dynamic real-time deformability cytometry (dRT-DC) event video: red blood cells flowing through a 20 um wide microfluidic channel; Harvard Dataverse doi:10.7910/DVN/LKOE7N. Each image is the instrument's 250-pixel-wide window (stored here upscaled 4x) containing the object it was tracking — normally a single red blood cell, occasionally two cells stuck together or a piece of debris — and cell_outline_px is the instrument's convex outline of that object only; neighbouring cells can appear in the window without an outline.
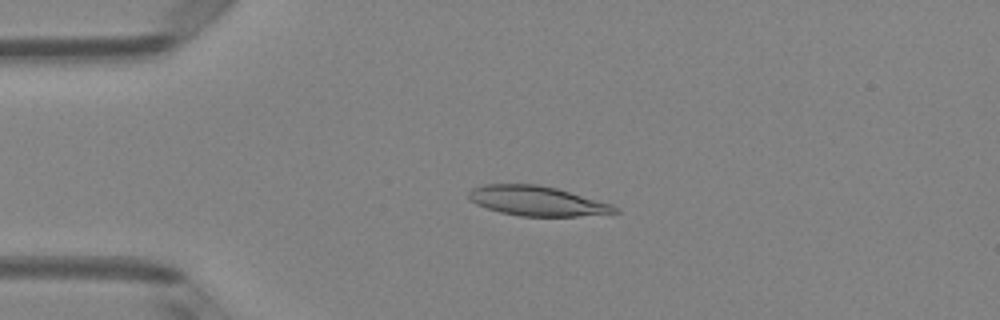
{"species": "Egyptian fruit bat (a non-hibernating species)", "species_latin": "Rousettus aegyptiacus", "temperature_condition": "room temperature", "stored_images_in_passage": 49, "camera_frame_rate_fps": 3000, "um_per_image_px": 0.085, "animal": {"sex": "female"}, "frame": {"image": 1, "passage_image": 11, "time_ms": 3.333, "image_size_px": [1000, 320], "cell_outline_px": [[620, 212], [576, 216], [520, 216], [500, 212], [476, 204], [468, 196], [468, 192], [472, 188], [484, 184], [536, 184], [556, 188], [612, 204], [620, 208]], "centroid_in_image_um": [45.65, 17.08], "position_along_channel_um": 39.3, "area_um2": 25.14}}
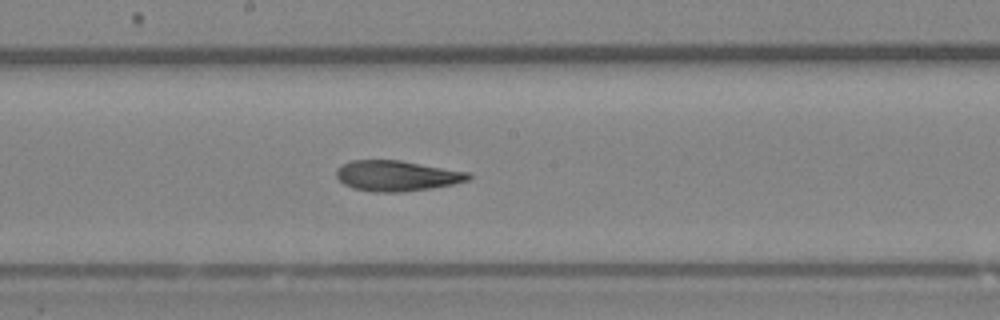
{"frame": {"image": 2, "passage_image": 26, "time_ms": 8.333, "image_size_px": [1000, 320], "cell_outline_px": [[472, 176], [468, 180], [452, 184], [432, 188], [400, 192], [372, 192], [352, 188], [344, 184], [336, 176], [336, 168], [352, 160], [400, 160], [468, 172]], "centroid_in_image_um": [33.7, 14.94], "position_along_channel_um": 214.5, "area_um2": 23.41}}
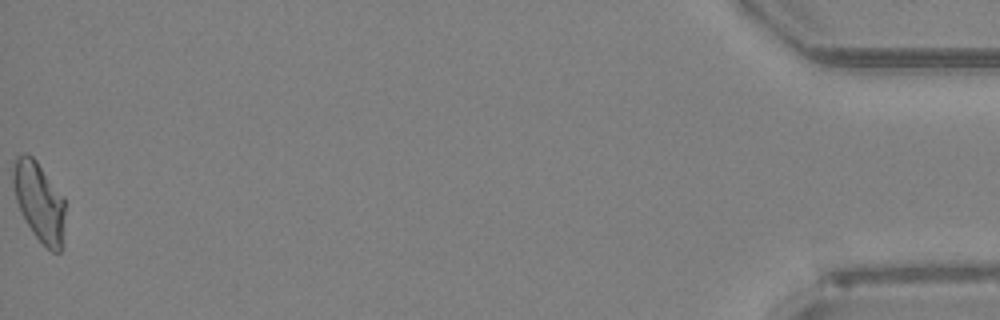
{"frame": {"image": 3, "passage_image": 49, "time_ms": 16.0, "image_size_px": [1000, 320], "cell_outline_px": [[64, 212], [60, 252], [52, 252], [32, 232], [16, 200], [12, 184], [12, 172], [16, 156], [24, 152], [32, 156], [36, 160], [64, 196]], "centroid_in_image_um": [3.31, 17.07], "position_along_channel_um": 431.9, "area_um2": 23.64}, "authors_computed_cell_mechanics": {"area_um2": 23.9292, "velocity_mm_per_s": 4.1237, "shape_relaxation_time_tau1_ms": null, "shape_relaxation_time_tau2_ms": 1.9404, "deformation_change_tau1": null, "deformation_change_tau2": 0.0823}}